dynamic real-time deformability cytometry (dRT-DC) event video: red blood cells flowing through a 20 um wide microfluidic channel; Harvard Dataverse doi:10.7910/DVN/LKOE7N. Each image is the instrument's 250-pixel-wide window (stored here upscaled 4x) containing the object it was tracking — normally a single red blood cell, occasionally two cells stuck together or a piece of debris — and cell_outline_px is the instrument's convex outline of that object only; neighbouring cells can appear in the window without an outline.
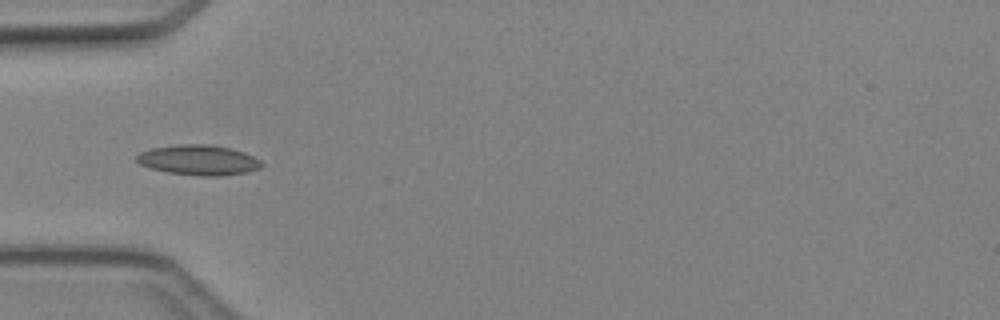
{"species": "Egyptian fruit bat (a non-hibernating species)", "species_latin": "Rousettus aegyptiacus", "temperature_condition": "cold", "stored_images_in_passage": 4, "camera_frame_rate_fps": 3000, "um_per_image_px": 0.085, "animal": {"sex": "female"}, "frame": {"image": 1, "passage_image": 4, "time_ms": 3.333, "image_size_px": [1000, 320], "cell_outline_px": [[264, 164], [260, 168], [248, 172], [220, 176], [200, 176], [168, 172], [152, 168], [140, 164], [136, 160], [136, 156], [140, 152], [152, 148], [180, 144], [212, 144], [232, 148], [244, 152], [260, 160]], "centroid_in_image_um": [16.91, 13.6], "position_along_channel_um": 68.1, "area_um2": 22.02}}